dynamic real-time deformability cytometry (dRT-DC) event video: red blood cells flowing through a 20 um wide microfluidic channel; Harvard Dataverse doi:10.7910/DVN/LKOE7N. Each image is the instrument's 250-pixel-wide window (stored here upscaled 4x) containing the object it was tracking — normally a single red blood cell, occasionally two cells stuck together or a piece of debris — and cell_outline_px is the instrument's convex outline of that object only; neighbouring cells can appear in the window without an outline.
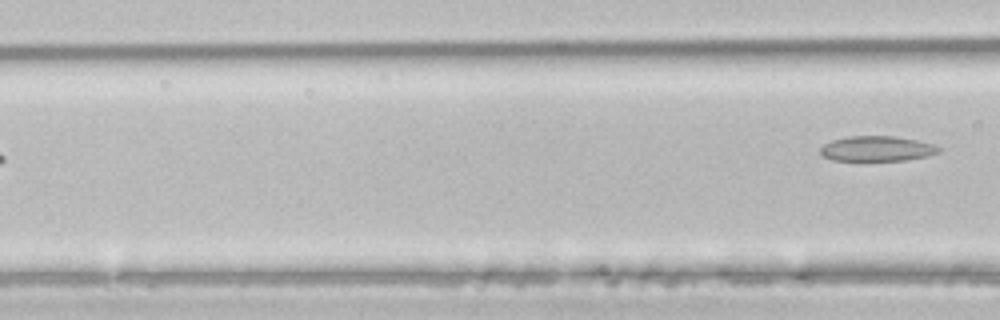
{"species": "common noctule bat (a hibernating species)", "species_latin": "Nyctalus noctula", "temperature_condition": "room temperature", "stored_images_in_passage": 6, "segment_of_instrument_passage": [2, 2], "camera_frame_rate_fps": 3000, "um_per_image_px": 0.085, "animal": {"sex": "male", "body_mass_g": 21.5, "forearm_length_mm": 52.0}, "frame": {"image": 1, "passage_image": 6, "time_ms": 1.667, "image_size_px": [1000, 320], "cell_outline_px": [[940, 152], [928, 156], [908, 160], [832, 160], [824, 156], [820, 152], [820, 148], [824, 144], [832, 140], [852, 136], [892, 136], [916, 140], [932, 144], [940, 148]], "centroid_in_image_um": [74.55, 12.64], "position_along_channel_um": 92.1, "area_um2": 17.17}}